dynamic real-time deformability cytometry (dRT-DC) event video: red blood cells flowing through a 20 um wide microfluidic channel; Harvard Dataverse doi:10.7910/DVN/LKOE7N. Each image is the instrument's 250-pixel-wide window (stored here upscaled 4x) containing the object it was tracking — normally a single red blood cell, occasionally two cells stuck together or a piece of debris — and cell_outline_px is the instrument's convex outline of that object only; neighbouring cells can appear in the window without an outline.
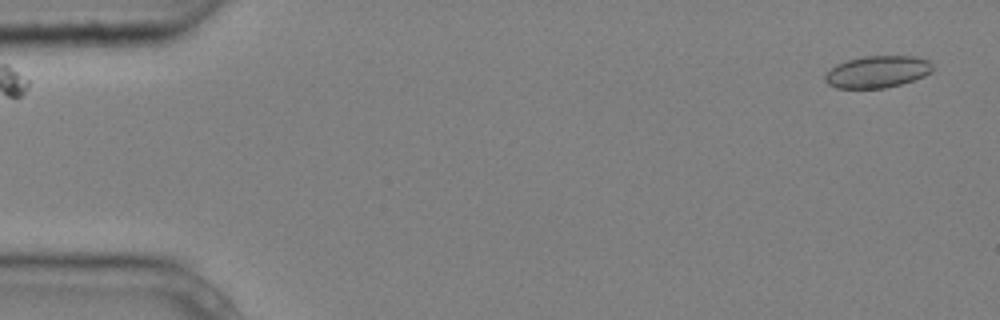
{"species": "common noctule bat (a hibernating species)", "species_latin": "Nyctalus noctula", "temperature_condition": "cold", "stored_images_in_passage": 2, "camera_frame_rate_fps": 3000, "um_per_image_px": 0.085, "animal": {"sex": "male", "body_mass_g": 20.4}, "frame": {"image": 1, "passage_image": 2, "time_ms": 0.333, "image_size_px": [1000, 320], "cell_outline_px": [[932, 72], [924, 76], [900, 84], [884, 88], [836, 88], [828, 84], [824, 80], [824, 76], [836, 64], [848, 60], [864, 56], [916, 56], [928, 60], [932, 64]], "centroid_in_image_um": [74.58, 6.1], "position_along_channel_um": 10.4, "area_um2": 19.94}}